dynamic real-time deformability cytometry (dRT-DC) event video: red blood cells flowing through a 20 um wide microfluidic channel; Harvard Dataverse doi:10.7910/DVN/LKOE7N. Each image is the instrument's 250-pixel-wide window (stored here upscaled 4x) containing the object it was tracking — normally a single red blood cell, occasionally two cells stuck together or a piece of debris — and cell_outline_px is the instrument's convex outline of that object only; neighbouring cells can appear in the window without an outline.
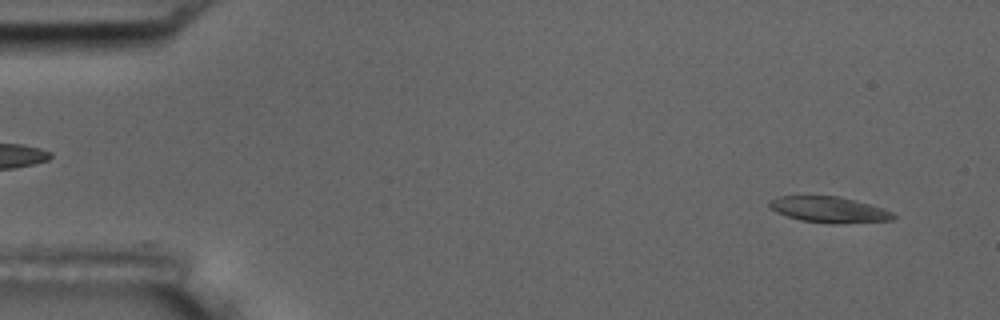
{"species": "common noctule bat (a hibernating species)", "species_latin": "Nyctalus noctula", "temperature_condition": "room temperature", "stored_images_in_passage": 4, "camera_frame_rate_fps": 3000, "um_per_image_px": 0.085, "animal": {"sex": "male", "body_mass_g": 17.5, "forearm_length_mm": 52.3}, "frame": {"image": 1, "passage_image": 1, "time_ms": 0.0, "image_size_px": [1000, 320], "cell_outline_px": [[896, 216], [892, 220], [832, 224], [800, 220], [776, 212], [768, 204], [768, 200], [776, 196], [836, 196], [868, 204], [892, 212]], "centroid_in_image_um": [70.41, 17.82], "position_along_channel_um": 14.6, "area_um2": 18.44}}
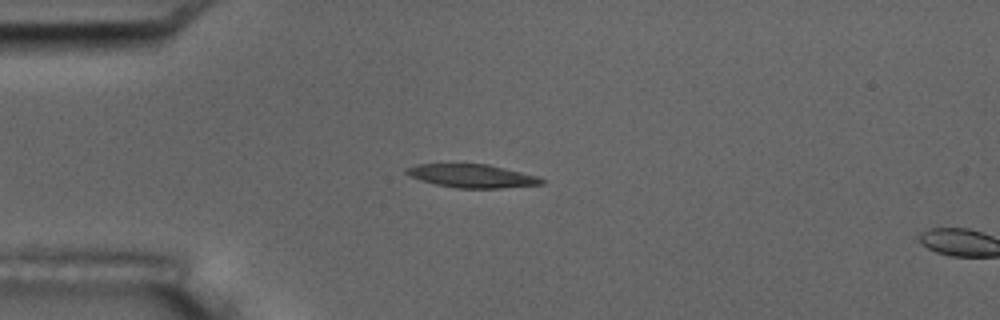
{"frame": {"image": 2, "passage_image": 3, "time_ms": 3.333, "image_size_px": [1000, 320], "cell_outline_px": [[544, 184], [500, 188], [456, 188], [436, 184], [408, 176], [404, 172], [404, 168], [416, 164], [488, 164], [536, 176], [544, 180]], "centroid_in_image_um": [40.06, 14.95], "position_along_channel_um": 44.9, "area_um2": 18.26}}